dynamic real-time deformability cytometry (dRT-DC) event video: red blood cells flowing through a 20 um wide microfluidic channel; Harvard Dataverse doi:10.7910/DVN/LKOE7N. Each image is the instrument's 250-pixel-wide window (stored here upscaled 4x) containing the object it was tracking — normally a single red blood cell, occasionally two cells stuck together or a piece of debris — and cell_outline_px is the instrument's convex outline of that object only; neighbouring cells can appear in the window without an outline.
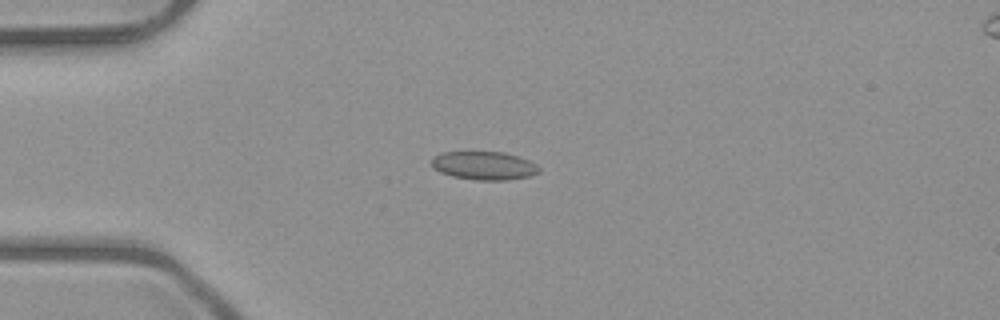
{"species": "common noctule bat (a hibernating species)", "species_latin": "Nyctalus noctula", "temperature_condition": "room temperature", "stored_images_in_passage": 5, "camera_frame_rate_fps": 3000, "um_per_image_px": 0.085, "animal": {"sex": "male", "body_mass_g": 23.1, "forearm_length_mm": 52.7}, "frame": {"image": 1, "passage_image": 1, "time_ms": 0.0, "image_size_px": [1000, 320], "cell_outline_px": [[540, 172], [528, 176], [508, 180], [476, 180], [452, 176], [440, 172], [432, 168], [432, 156], [440, 152], [504, 152], [528, 160], [536, 164], [540, 168]], "centroid_in_image_um": [41.11, 14.08], "position_along_channel_um": 43.9, "area_um2": 17.8}}
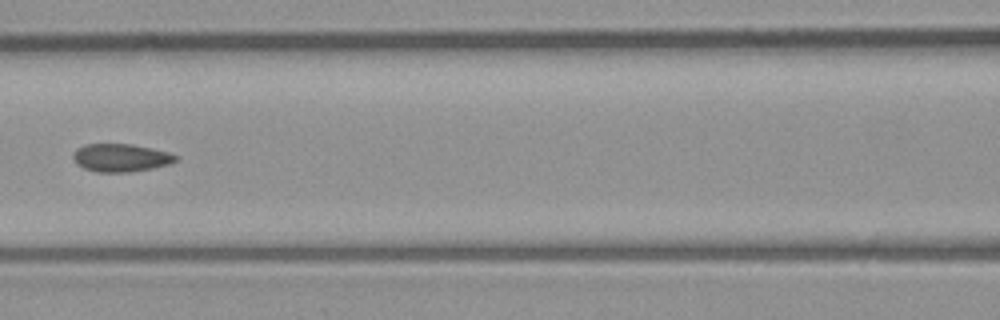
{"frame": {"image": 2, "passage_image": 4, "time_ms": 3.333, "image_size_px": [1000, 320], "cell_outline_px": [[176, 160], [168, 164], [152, 168], [132, 172], [96, 172], [84, 168], [76, 164], [72, 156], [72, 152], [76, 148], [84, 144], [132, 144], [152, 148], [168, 152], [176, 156]], "centroid_in_image_um": [10.2, 13.4], "position_along_channel_um": 156.4, "area_um2": 16.76}}
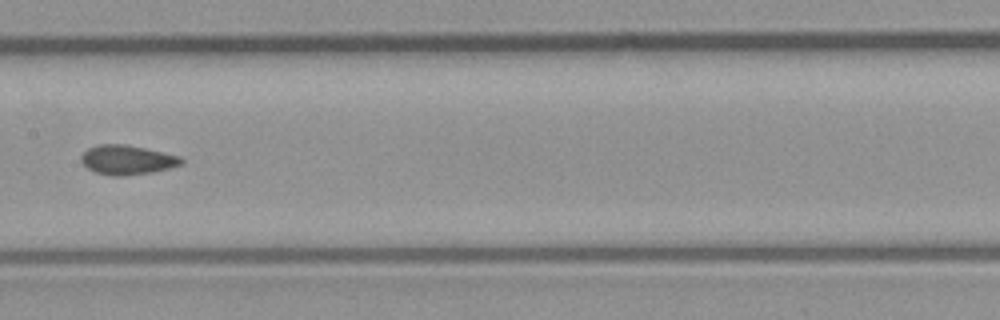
{"frame": {"image": 3, "passage_image": 5, "time_ms": 4.333, "image_size_px": [1000, 320], "cell_outline_px": [[184, 164], [152, 172], [120, 176], [112, 176], [96, 172], [88, 168], [80, 160], [80, 156], [88, 148], [100, 144], [124, 144], [144, 148], [180, 156], [184, 160]], "centroid_in_image_um": [10.81, 13.59], "position_along_channel_um": 196.6, "area_um2": 17.05}}